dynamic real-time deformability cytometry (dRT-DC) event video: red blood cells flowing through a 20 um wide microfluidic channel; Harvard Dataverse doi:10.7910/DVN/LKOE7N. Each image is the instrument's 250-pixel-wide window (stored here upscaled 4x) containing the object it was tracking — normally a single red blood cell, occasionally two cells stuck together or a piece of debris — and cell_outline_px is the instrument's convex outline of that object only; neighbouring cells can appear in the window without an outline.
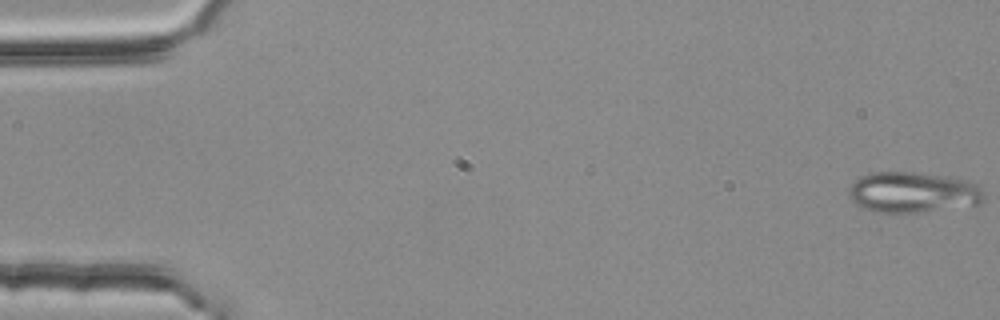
{"species": "common noctule bat (a hibernating species)", "species_latin": "Nyctalus noctula", "temperature_condition": "room temperature", "stored_images_in_passage": 54, "segment_of_instrument_passage": [1, 2], "camera_frame_rate_fps": 3000, "um_per_image_px": 0.085, "animal": {"sex": "female", "body_mass_g": 25.1}, "frame": {"image": 1, "passage_image": 1, "time_ms": 0.0, "image_size_px": [1000, 320], "cell_outline_px": [[984, 200], [980, 204], [920, 212], [888, 216], [884, 216], [864, 208], [856, 204], [852, 200], [848, 192], [848, 188], [860, 176], [872, 172], [916, 172], [964, 180], [976, 184], [984, 192]], "centroid_in_image_um": [77.54, 16.39], "position_along_channel_um": 7.5, "area_um2": 32.54}}